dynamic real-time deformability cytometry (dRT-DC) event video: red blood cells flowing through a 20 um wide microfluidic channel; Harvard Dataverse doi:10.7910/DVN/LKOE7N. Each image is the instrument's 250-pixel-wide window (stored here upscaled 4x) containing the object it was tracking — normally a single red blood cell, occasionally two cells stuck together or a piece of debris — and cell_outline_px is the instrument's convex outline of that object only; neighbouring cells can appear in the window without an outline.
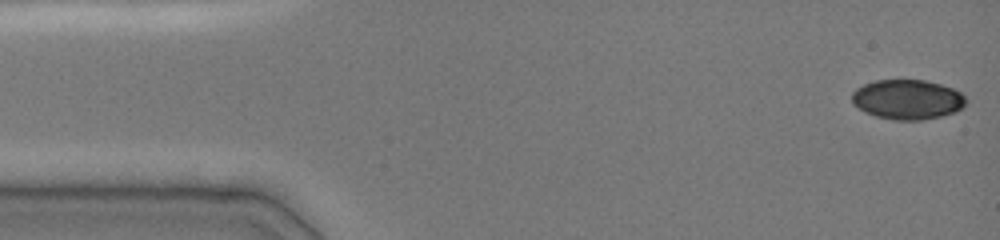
{"species": "common noctule bat (a hibernating species)", "species_latin": "Nyctalus noctula", "temperature_condition": "cold", "stored_images_in_passage": 20, "camera_frame_rate_fps": 3000, "um_per_image_px": 0.085, "animal": {"sex": "female", "body_mass_g": 19.0, "forearm_length_mm": 51.5}, "frame": {"image": 1, "passage_image": 1, "time_ms": 0.0, "image_size_px": [1000, 240], "cell_outline_px": [[964, 104], [960, 108], [952, 112], [940, 116], [920, 120], [892, 120], [876, 116], [860, 108], [852, 100], [852, 92], [856, 88], [864, 84], [876, 80], [924, 80], [940, 84], [952, 88], [960, 92], [964, 96]], "centroid_in_image_um": [77.11, 8.44], "position_along_channel_um": 7.9, "area_um2": 25.95}}
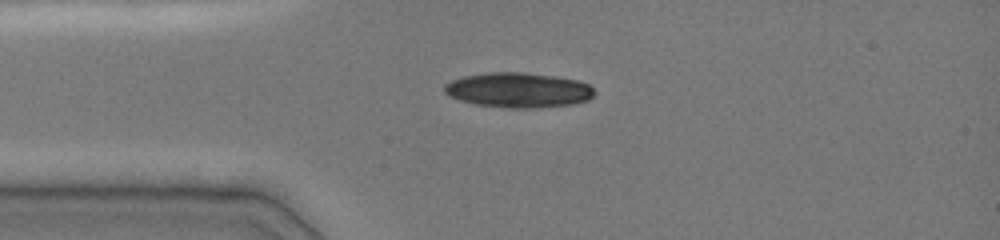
{"frame": {"image": 2, "passage_image": 14, "time_ms": 3.333, "image_size_px": [1000, 240], "cell_outline_px": [[596, 92], [588, 100], [572, 104], [532, 108], [508, 108], [472, 104], [460, 100], [444, 92], [444, 84], [452, 80], [464, 76], [484, 72], [524, 72], [552, 76], [576, 80], [588, 84]], "centroid_in_image_um": [44.03, 7.65], "position_along_channel_um": 41.0, "area_um2": 30.52}}